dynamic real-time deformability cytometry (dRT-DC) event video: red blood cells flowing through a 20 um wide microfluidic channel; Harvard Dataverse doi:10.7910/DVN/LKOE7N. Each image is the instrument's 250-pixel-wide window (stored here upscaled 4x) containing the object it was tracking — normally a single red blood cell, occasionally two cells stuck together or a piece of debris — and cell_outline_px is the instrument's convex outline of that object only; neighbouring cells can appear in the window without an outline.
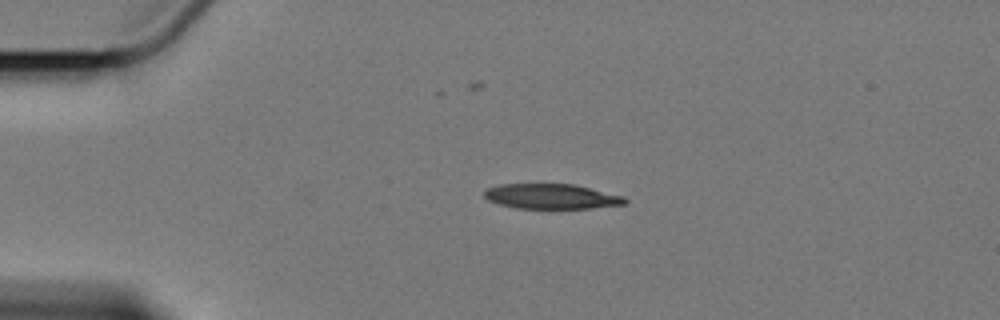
{"species": "Egyptian fruit bat (a non-hibernating species)", "species_latin": "Rousettus aegyptiacus", "temperature_condition": "cold", "stored_images_in_passage": 3, "camera_frame_rate_fps": 3000, "um_per_image_px": 0.085, "animal": {"sex": "female"}, "frame": {"image": 1, "passage_image": 2, "time_ms": 1.0, "image_size_px": [1000, 320], "cell_outline_px": [[628, 200], [624, 204], [592, 208], [516, 208], [500, 204], [488, 200], [484, 196], [484, 192], [488, 188], [500, 184], [572, 184], [624, 196]], "centroid_in_image_um": [46.87, 16.69], "position_along_channel_um": 38.1, "area_um2": 20.29}}